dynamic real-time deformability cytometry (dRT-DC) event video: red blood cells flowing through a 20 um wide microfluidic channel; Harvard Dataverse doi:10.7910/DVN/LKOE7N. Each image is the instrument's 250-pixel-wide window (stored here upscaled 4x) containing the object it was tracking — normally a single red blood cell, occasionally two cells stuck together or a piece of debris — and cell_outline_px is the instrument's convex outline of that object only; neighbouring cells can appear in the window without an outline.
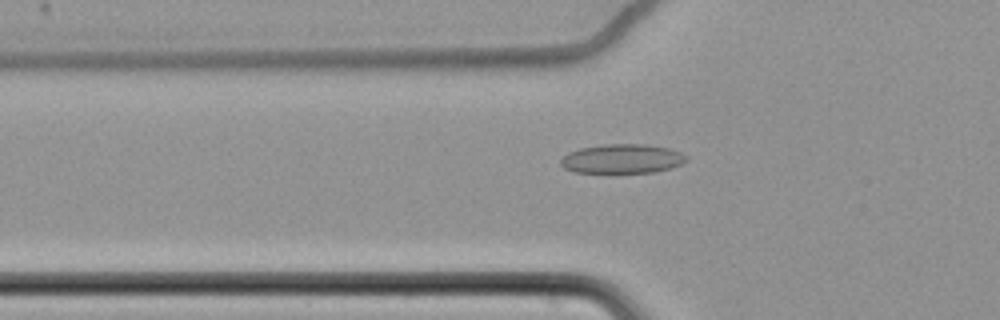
{"species": "common noctule bat (a hibernating species)", "species_latin": "Nyctalus noctula", "temperature_condition": "cold", "stored_images_in_passage": 36, "camera_frame_rate_fps": 3000, "um_per_image_px": 0.085, "animal": {"sex": "female", "body_mass_g": 22.7, "forearm_length_mm": 54.2}, "frame": {"image": 1, "passage_image": 12, "time_ms": 3.667, "image_size_px": [1000, 320], "cell_outline_px": [[688, 160], [680, 164], [668, 168], [652, 172], [572, 172], [564, 168], [560, 164], [560, 160], [568, 152], [580, 148], [604, 144], [644, 144], [668, 148], [680, 152], [688, 156]], "centroid_in_image_um": [52.86, 13.48], "position_along_channel_um": 72.9, "area_um2": 21.27}}
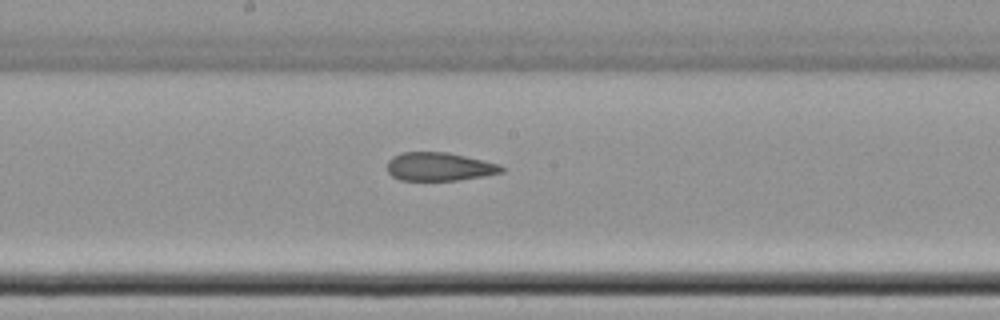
{"frame": {"image": 2, "passage_image": 24, "time_ms": 7.667, "image_size_px": [1000, 320], "cell_outline_px": [[504, 172], [484, 176], [460, 180], [400, 180], [392, 176], [388, 172], [388, 160], [392, 156], [400, 152], [448, 152], [500, 164], [504, 168]], "centroid_in_image_um": [37.34, 14.16], "position_along_channel_um": 210.9, "area_um2": 19.02}}
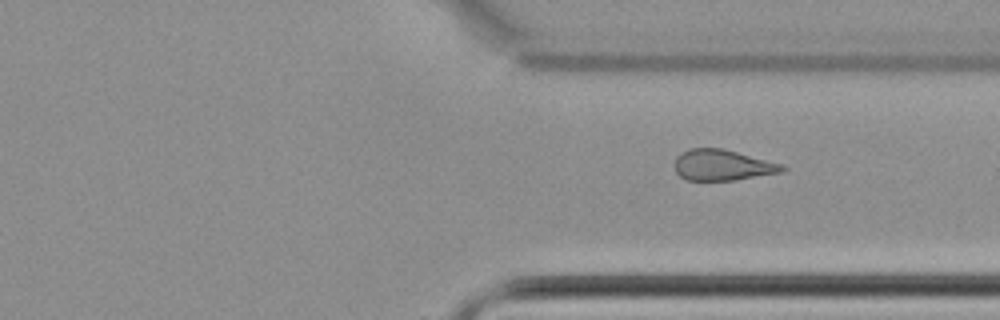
{"frame": {"image": 3, "passage_image": 36, "time_ms": 11.667, "image_size_px": [1000, 320], "cell_outline_px": [[788, 168], [784, 172], [736, 180], [688, 180], [680, 176], [676, 172], [676, 156], [680, 152], [688, 148], [724, 148], [784, 164]], "centroid_in_image_um": [61.47, 14.02], "position_along_channel_um": 349.9, "area_um2": 19.65}}